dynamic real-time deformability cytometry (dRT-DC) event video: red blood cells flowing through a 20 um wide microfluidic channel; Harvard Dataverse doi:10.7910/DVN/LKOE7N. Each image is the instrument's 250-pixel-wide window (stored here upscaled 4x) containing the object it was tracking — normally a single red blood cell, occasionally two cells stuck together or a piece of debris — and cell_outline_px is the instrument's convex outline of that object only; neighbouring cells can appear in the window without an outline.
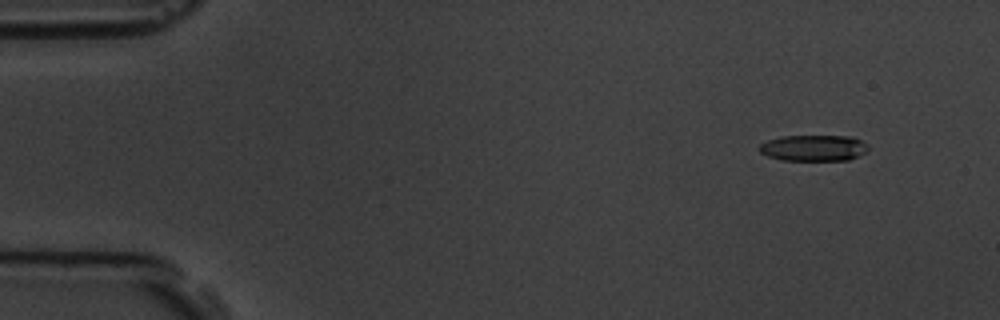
{"species": "common noctule bat (a hibernating species)", "species_latin": "Nyctalus noctula", "temperature_condition": "room temperature", "stored_images_in_passage": 4, "camera_frame_rate_fps": 3000, "um_per_image_px": 0.085, "animal": {"sex": "male", "body_mass_g": 19.5, "forearm_length_mm": 54.6}, "frame": {"image": 1, "passage_image": 1, "time_ms": 0.0, "image_size_px": [1000, 320], "cell_outline_px": [[868, 152], [848, 160], [784, 160], [768, 156], [760, 152], [760, 144], [768, 140], [780, 136], [852, 136], [868, 144]], "centroid_in_image_um": [69.2, 12.57], "position_along_channel_um": 15.8, "area_um2": 16.59}}
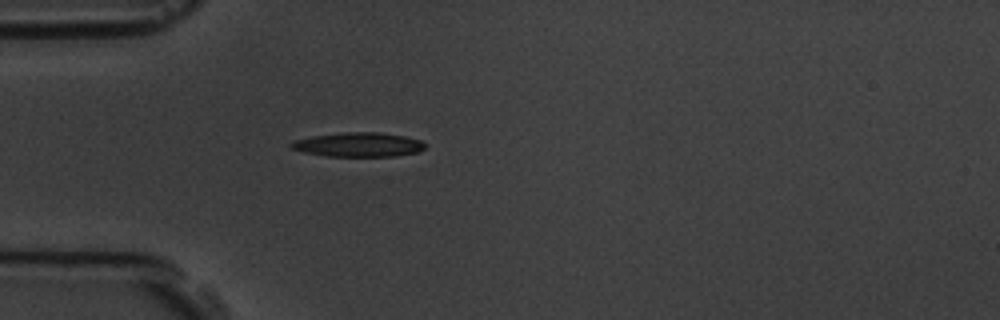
{"frame": {"image": 2, "passage_image": 4, "time_ms": 3.667, "image_size_px": [1000, 320], "cell_outline_px": [[428, 144], [424, 148], [416, 152], [396, 156], [324, 156], [304, 152], [288, 148], [288, 144], [296, 140], [312, 136], [344, 132], [380, 132], [404, 136], [420, 140]], "centroid_in_image_um": [30.45, 12.29], "position_along_channel_um": 54.6, "area_um2": 19.02}}